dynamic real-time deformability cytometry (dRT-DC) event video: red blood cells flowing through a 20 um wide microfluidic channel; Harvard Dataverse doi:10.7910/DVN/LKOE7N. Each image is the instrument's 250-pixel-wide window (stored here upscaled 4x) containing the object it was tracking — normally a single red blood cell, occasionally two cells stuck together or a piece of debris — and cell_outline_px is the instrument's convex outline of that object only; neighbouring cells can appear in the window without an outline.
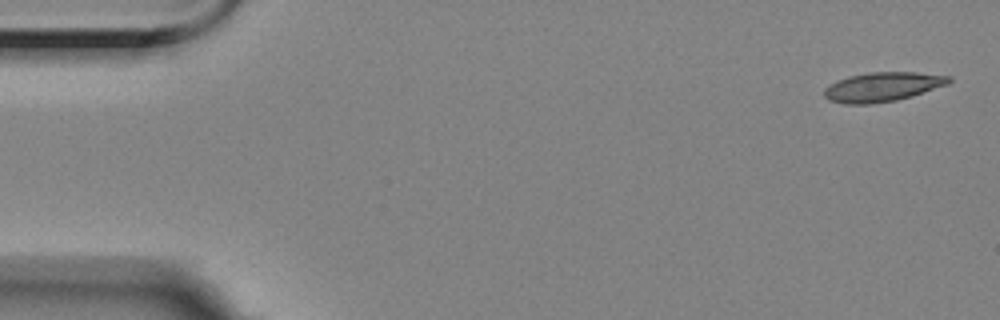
{"species": "Egyptian fruit bat (a non-hibernating species)", "species_latin": "Rousettus aegyptiacus", "temperature_condition": "room temperature", "stored_images_in_passage": 55, "camera_frame_rate_fps": 3000, "um_per_image_px": 0.085, "animal": {"sex": "female"}, "frame": {"image": 1, "passage_image": 1, "time_ms": 0.0, "image_size_px": [1000, 320], "cell_outline_px": [[952, 80], [948, 84], [912, 96], [896, 100], [868, 104], [844, 104], [828, 100], [824, 96], [824, 88], [828, 84], [836, 80], [848, 76], [868, 72], [916, 72], [952, 76]], "centroid_in_image_um": [74.99, 7.38], "position_along_channel_um": 10.0, "area_um2": 21.5}}
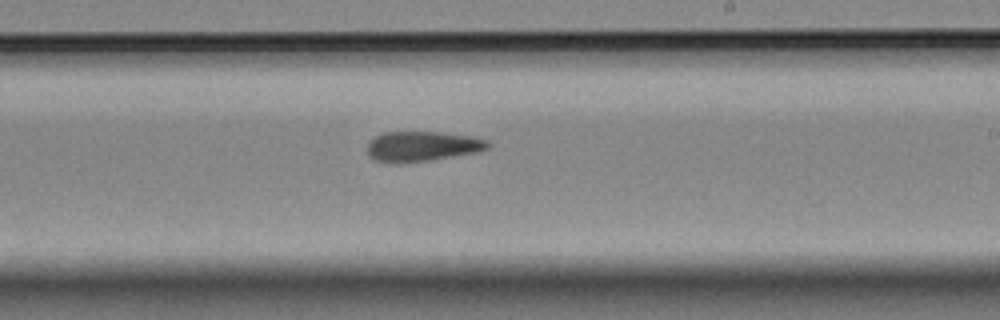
{"frame": {"image": 2, "passage_image": 32, "time_ms": 10.333, "image_size_px": [1000, 320], "cell_outline_px": [[492, 144], [488, 148], [476, 152], [428, 160], [396, 164], [372, 160], [368, 156], [368, 140], [384, 132], [440, 132], [472, 136], [488, 140]], "centroid_in_image_um": [35.85, 12.44], "position_along_channel_um": 253.1, "area_um2": 21.27}}
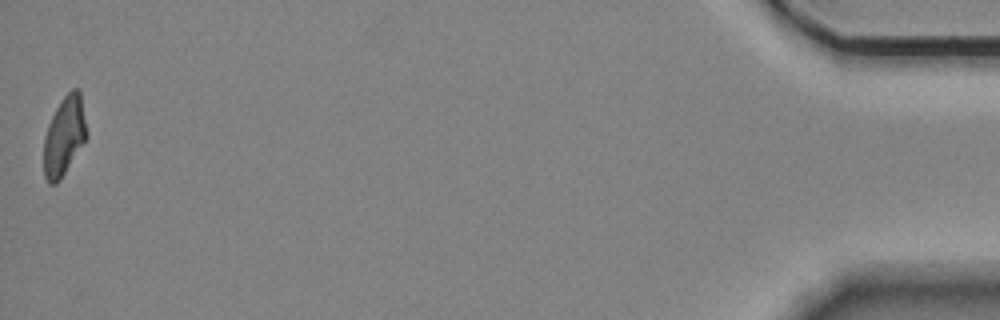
{"frame": {"image": 3, "passage_image": 55, "time_ms": 18.0, "image_size_px": [1000, 320], "cell_outline_px": [[88, 136], [60, 180], [56, 184], [48, 184], [44, 176], [44, 136], [48, 124], [60, 100], [72, 88], [76, 88], [80, 92]], "centroid_in_image_um": [5.45, 11.57], "position_along_channel_um": 429.7, "area_um2": 19.71}}